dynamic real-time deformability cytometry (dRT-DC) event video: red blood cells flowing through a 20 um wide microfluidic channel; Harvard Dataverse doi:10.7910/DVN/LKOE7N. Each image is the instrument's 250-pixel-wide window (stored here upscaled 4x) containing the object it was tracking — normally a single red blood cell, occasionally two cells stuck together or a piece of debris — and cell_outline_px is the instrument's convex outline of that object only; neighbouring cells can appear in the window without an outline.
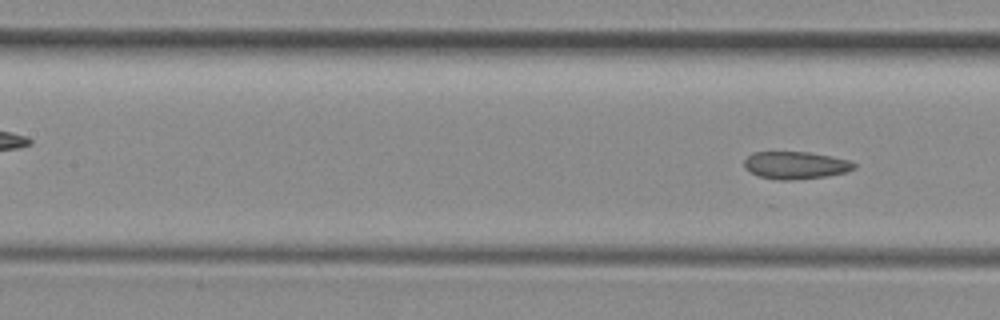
{"species": "common noctule bat (a hibernating species)", "species_latin": "Nyctalus noctula", "temperature_condition": "room temperature", "stored_images_in_passage": 5, "segment_of_instrument_passage": [2, 2], "camera_frame_rate_fps": 3000, "um_per_image_px": 0.085, "animal": {"sex": "female", "body_mass_g": 29.2, "forearm_length_mm": 56.3}, "frame": {"image": 1, "passage_image": 5, "time_ms": 1.333, "image_size_px": [1000, 320], "cell_outline_px": [[856, 168], [848, 172], [828, 176], [792, 180], [776, 180], [760, 176], [744, 168], [744, 160], [752, 152], [808, 152], [848, 160], [856, 164]], "centroid_in_image_um": [67.63, 14.05], "position_along_channel_um": 139.8, "area_um2": 17.57}}